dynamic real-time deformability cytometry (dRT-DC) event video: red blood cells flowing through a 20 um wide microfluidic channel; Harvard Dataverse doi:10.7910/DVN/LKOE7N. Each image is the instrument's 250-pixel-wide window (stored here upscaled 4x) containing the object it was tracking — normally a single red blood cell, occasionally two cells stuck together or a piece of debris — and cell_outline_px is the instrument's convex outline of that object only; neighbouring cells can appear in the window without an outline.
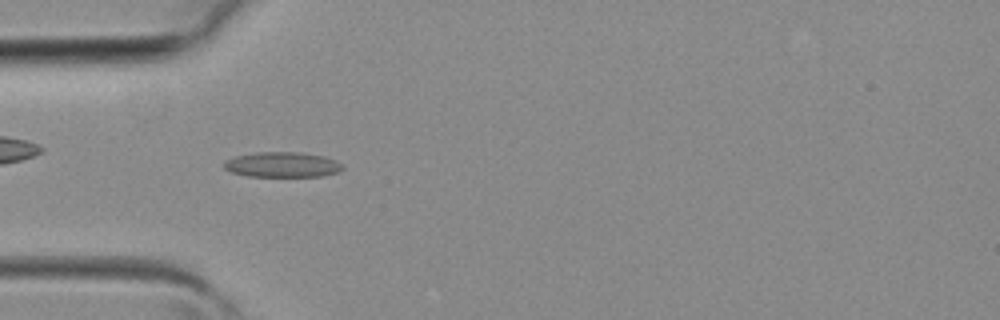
{"species": "common noctule bat (a hibernating species)", "species_latin": "Nyctalus noctula", "temperature_condition": "room temperature", "stored_images_in_passage": 39, "camera_frame_rate_fps": 3000, "um_per_image_px": 0.085, "animal": {"sex": "female", "body_mass_g": 19.3, "forearm_length_mm": 54.1}, "frame": {"image": 1, "passage_image": 11, "time_ms": 3.333, "image_size_px": [1000, 320], "cell_outline_px": [[344, 168], [336, 172], [320, 176], [248, 176], [232, 172], [224, 168], [224, 160], [236, 156], [256, 152], [300, 152], [324, 156], [336, 160], [344, 164]], "centroid_in_image_um": [24.01, 13.98], "position_along_channel_um": 61.0, "area_um2": 17.4}}
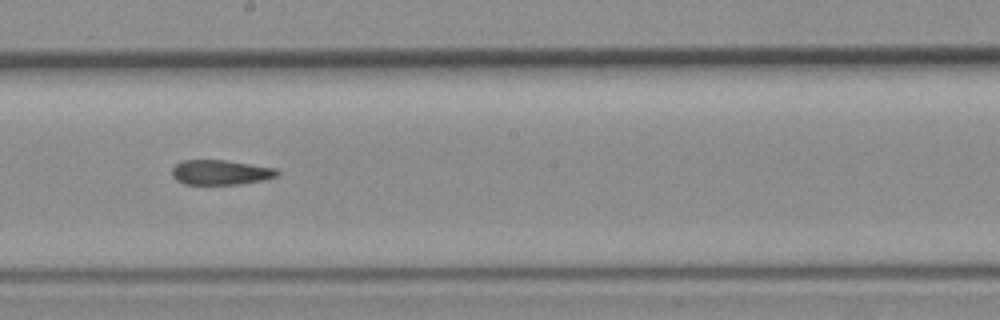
{"frame": {"image": 2, "passage_image": 21, "time_ms": 6.667, "image_size_px": [1000, 320], "cell_outline_px": [[280, 172], [276, 176], [260, 180], [240, 184], [184, 184], [176, 180], [172, 176], [172, 168], [176, 164], [184, 160], [224, 160], [276, 168]], "centroid_in_image_um": [18.72, 14.65], "position_along_channel_um": 229.5, "area_um2": 15.09}}
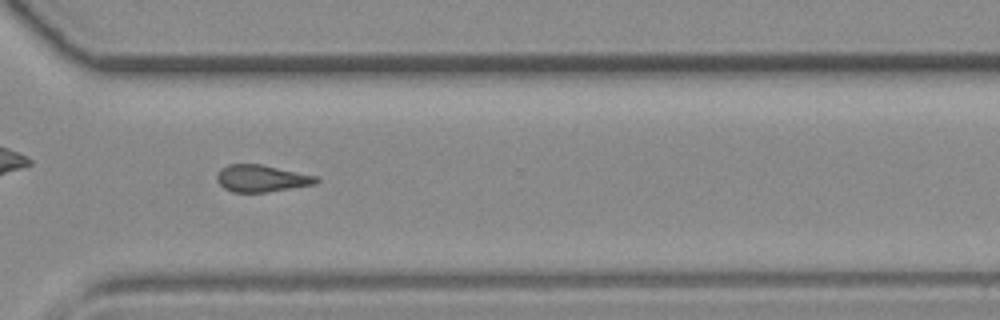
{"frame": {"image": 3, "passage_image": 28, "time_ms": 9.0, "image_size_px": [1000, 320], "cell_outline_px": [[320, 180], [316, 184], [268, 192], [232, 192], [224, 188], [216, 180], [216, 176], [220, 168], [228, 164], [260, 164], [316, 176]], "centroid_in_image_um": [22.2, 15.17], "position_along_channel_um": 348.4, "area_um2": 15.61}}